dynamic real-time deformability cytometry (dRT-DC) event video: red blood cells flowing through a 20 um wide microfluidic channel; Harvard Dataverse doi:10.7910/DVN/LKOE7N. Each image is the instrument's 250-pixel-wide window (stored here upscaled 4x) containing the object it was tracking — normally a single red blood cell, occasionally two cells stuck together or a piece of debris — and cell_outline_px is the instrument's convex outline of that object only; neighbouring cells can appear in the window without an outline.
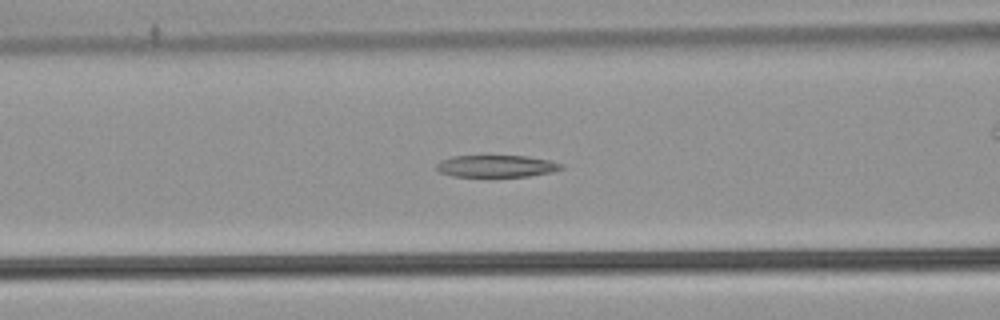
{"species": "common noctule bat (a hibernating species)", "species_latin": "Nyctalus noctula", "temperature_condition": "warm", "stored_images_in_passage": 54, "camera_frame_rate_fps": 3000, "um_per_image_px": 0.085, "animal": {"sex": "male", "body_mass_g": 21.5, "forearm_length_mm": 52.0}, "frame": {"image": 1, "passage_image": 22, "time_ms": 7.0, "image_size_px": [1000, 320], "cell_outline_px": [[564, 168], [552, 172], [528, 176], [452, 176], [440, 172], [436, 168], [436, 164], [440, 160], [452, 156], [528, 156], [548, 160], [564, 164]], "centroid_in_image_um": [42.2, 14.11], "position_along_channel_um": 124.4, "area_um2": 15.95}}
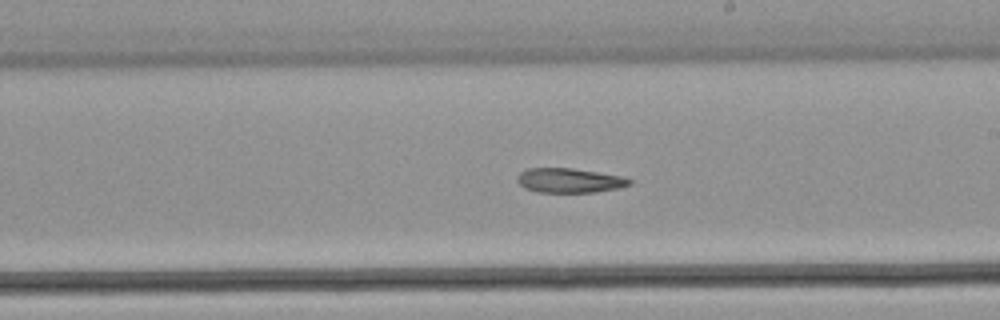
{"frame": {"image": 2, "passage_image": 31, "time_ms": 10.0, "image_size_px": [1000, 320], "cell_outline_px": [[632, 184], [620, 188], [596, 192], [536, 192], [524, 188], [516, 180], [516, 176], [520, 172], [528, 168], [572, 168], [620, 176], [632, 180]], "centroid_in_image_um": [48.37, 15.34], "position_along_channel_um": 240.6, "area_um2": 16.07}}
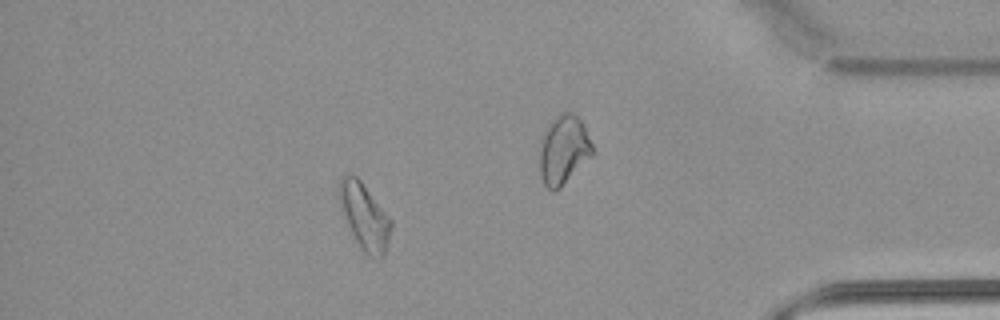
{"frame": {"image": 3, "passage_image": 47, "time_ms": 15.333, "image_size_px": [1000, 320], "cell_outline_px": [[392, 228], [384, 256], [380, 260], [368, 256], [360, 248], [340, 208], [340, 180], [344, 176], [356, 176], [360, 180], [392, 220]], "centroid_in_image_um": [31.03, 18.47], "position_along_channel_um": 404.2, "area_um2": 19.54}}